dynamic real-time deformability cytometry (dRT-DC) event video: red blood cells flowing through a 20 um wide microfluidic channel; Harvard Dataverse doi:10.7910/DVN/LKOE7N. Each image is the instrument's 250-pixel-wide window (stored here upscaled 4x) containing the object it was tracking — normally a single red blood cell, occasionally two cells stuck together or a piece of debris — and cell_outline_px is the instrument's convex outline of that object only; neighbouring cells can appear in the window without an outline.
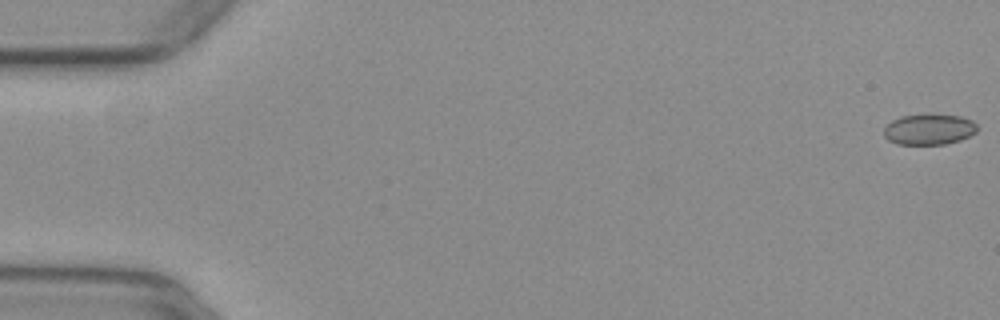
{"species": "common noctule bat (a hibernating species)", "species_latin": "Nyctalus noctula", "temperature_condition": "warm", "stored_images_in_passage": 15, "camera_frame_rate_fps": 3000, "um_per_image_px": 0.085, "animal": {"sex": "female", "body_mass_g": 29.2, "forearm_length_mm": 56.3}, "frame": {"image": 1, "passage_image": 1, "time_ms": 0.0, "image_size_px": [1000, 320], "cell_outline_px": [[976, 132], [960, 140], [944, 144], [896, 144], [888, 140], [884, 136], [884, 128], [892, 120], [900, 116], [960, 116], [972, 120], [976, 124]], "centroid_in_image_um": [78.94, 11.02], "position_along_channel_um": 6.1, "area_um2": 16.24}}
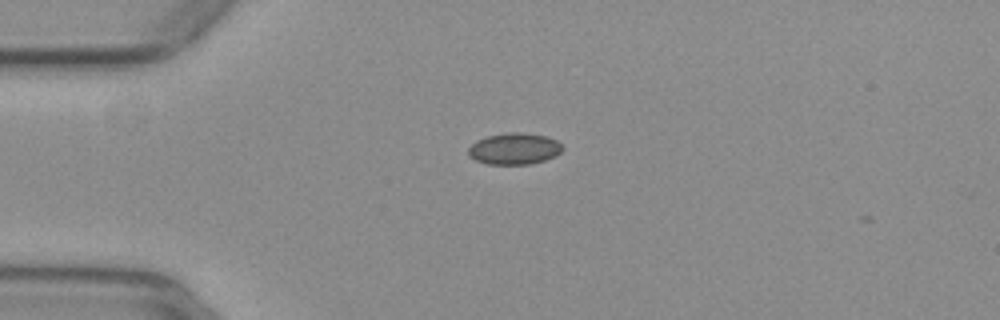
{"frame": {"image": 2, "passage_image": 14, "time_ms": 4.333, "image_size_px": [1000, 320], "cell_outline_px": [[564, 148], [556, 156], [544, 160], [528, 164], [488, 164], [476, 160], [468, 156], [468, 148], [476, 140], [488, 136], [508, 132], [520, 132], [544, 136], [556, 140]], "centroid_in_image_um": [43.7, 12.64], "position_along_channel_um": 41.3, "area_um2": 17.17}}